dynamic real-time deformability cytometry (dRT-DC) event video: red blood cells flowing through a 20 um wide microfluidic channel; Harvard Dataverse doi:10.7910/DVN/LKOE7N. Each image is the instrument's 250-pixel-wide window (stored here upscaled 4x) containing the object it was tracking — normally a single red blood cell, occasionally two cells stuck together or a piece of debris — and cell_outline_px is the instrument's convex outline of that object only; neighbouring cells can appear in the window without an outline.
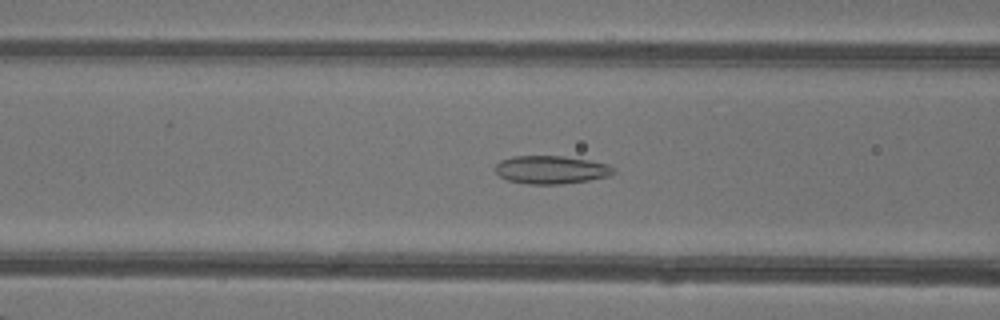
{"species": "common noctule bat (a hibernating species)", "species_latin": "Nyctalus noctula", "temperature_condition": "warm", "stored_images_in_passage": 48, "camera_frame_rate_fps": 3000, "um_per_image_px": 0.085, "animal": {"sex": "female"}, "frame": {"image": 1, "passage_image": 20, "time_ms": 6.333, "image_size_px": [1000, 320], "cell_outline_px": [[616, 172], [608, 176], [588, 180], [560, 184], [528, 184], [508, 180], [500, 176], [496, 172], [496, 164], [500, 160], [512, 156], [564, 156], [588, 160], [608, 164], [616, 168]], "centroid_in_image_um": [46.86, 14.42], "position_along_channel_um": 119.7, "area_um2": 19.36}}
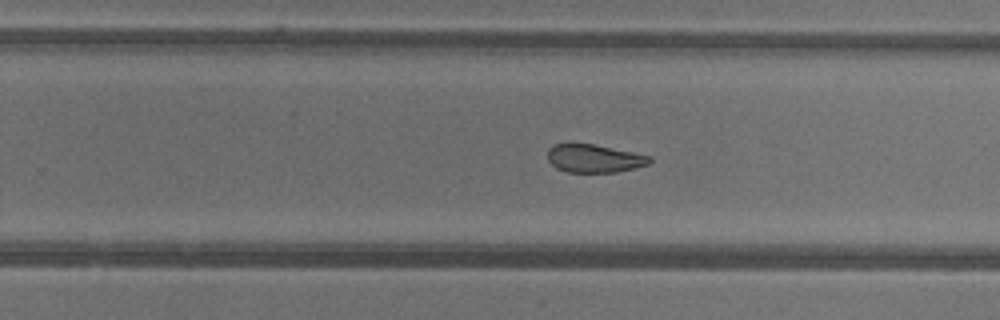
{"frame": {"image": 2, "passage_image": 31, "time_ms": 10.0, "image_size_px": [1000, 320], "cell_outline_px": [[652, 160], [648, 164], [616, 172], [568, 172], [556, 168], [548, 160], [548, 148], [556, 144], [592, 144], [652, 156]], "centroid_in_image_um": [50.5, 13.47], "position_along_channel_um": 279.3, "area_um2": 16.47}}
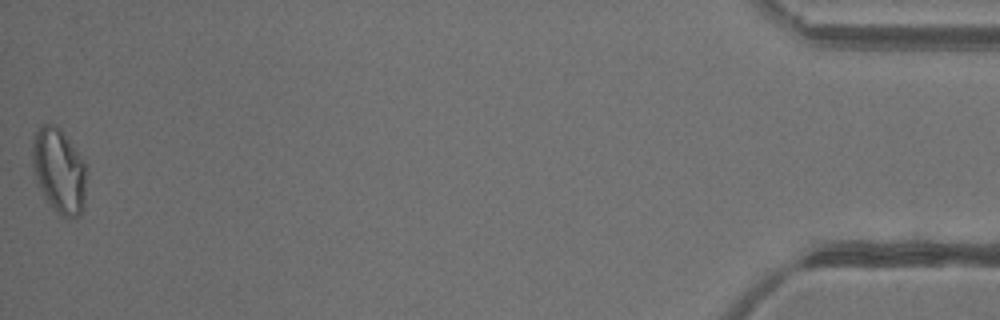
{"frame": {"image": 3, "passage_image": 48, "time_ms": 15.667, "image_size_px": [1000, 320], "cell_outline_px": [[88, 164], [84, 204], [80, 216], [64, 216], [44, 196], [36, 184], [32, 164], [32, 140], [36, 132], [44, 124], [52, 124], [60, 128], [64, 132]], "centroid_in_image_um": [5.05, 14.45], "position_along_channel_um": 430.2, "area_um2": 26.93}, "authors_computed_cell_mechanics": {"area_um2": 20.4901, "velocity_mm_per_s": 4.3628, "shape_relaxation_time_tau1_ms": null, "shape_relaxation_time_tau2_ms": 2.408, "deformation_change_tau1": null, "deformation_change_tau2": 0.0926}}